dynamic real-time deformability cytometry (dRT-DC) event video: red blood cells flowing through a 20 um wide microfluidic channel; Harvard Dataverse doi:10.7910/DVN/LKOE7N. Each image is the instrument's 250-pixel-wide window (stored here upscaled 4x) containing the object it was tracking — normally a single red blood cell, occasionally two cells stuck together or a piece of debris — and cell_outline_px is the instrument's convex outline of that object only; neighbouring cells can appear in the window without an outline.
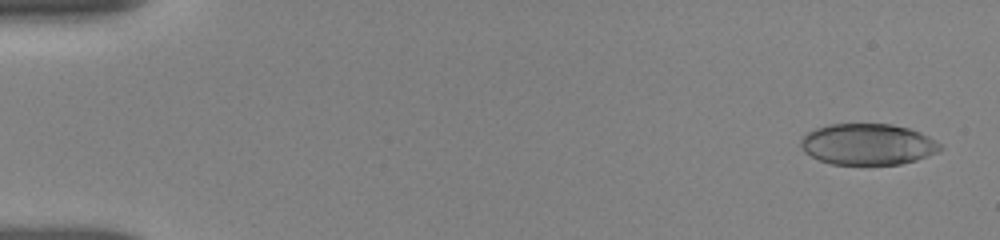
{"species": "human", "species_latin": "Homo sapiens", "temperature_condition": "room temperature", "stored_images_in_passage": 93, "camera_frame_rate_fps": 3000, "um_per_image_px": 0.085, "donor": {"sex": "female"}, "frame": {"image": 1, "passage_image": 4, "time_ms": 0.333, "image_size_px": [1000, 240], "cell_outline_px": [[944, 148], [940, 152], [916, 160], [900, 164], [832, 164], [820, 160], [804, 152], [800, 144], [800, 140], [808, 132], [816, 128], [828, 124], [892, 124], [908, 128], [920, 132], [928, 136], [940, 144]], "centroid_in_image_um": [73.78, 12.26], "position_along_channel_um": 11.2, "area_um2": 33.47}}
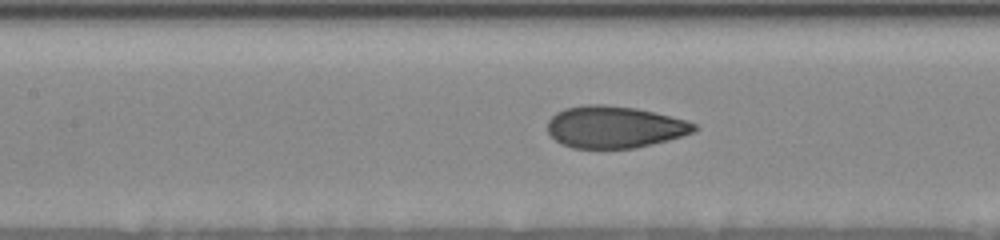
{"frame": {"image": 2, "passage_image": 66, "time_ms": 7.667, "image_size_px": [1000, 240], "cell_outline_px": [[700, 128], [696, 132], [668, 140], [636, 148], [572, 148], [560, 144], [548, 132], [548, 120], [556, 112], [564, 108], [584, 104], [604, 104], [636, 108], [688, 120], [696, 124]], "centroid_in_image_um": [52.25, 10.79], "position_along_channel_um": 155.1, "area_um2": 36.18}}
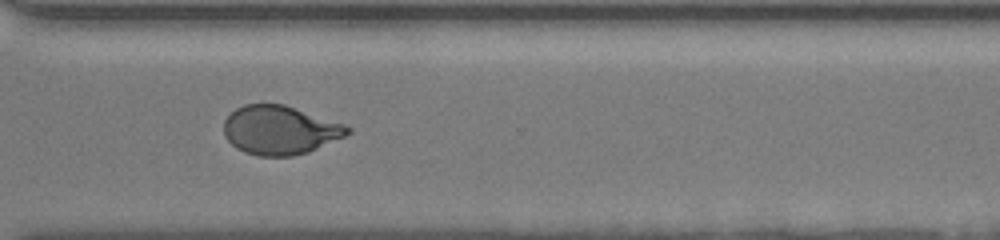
{"frame": {"image": 3, "passage_image": 92, "time_ms": 12.667, "image_size_px": [1000, 240], "cell_outline_px": [[352, 132], [344, 136], [308, 152], [292, 156], [260, 156], [244, 152], [236, 148], [224, 136], [224, 120], [236, 108], [244, 104], [284, 104], [344, 124], [352, 128]], "centroid_in_image_um": [23.78, 11.06], "position_along_channel_um": 346.8, "area_um2": 35.08}}